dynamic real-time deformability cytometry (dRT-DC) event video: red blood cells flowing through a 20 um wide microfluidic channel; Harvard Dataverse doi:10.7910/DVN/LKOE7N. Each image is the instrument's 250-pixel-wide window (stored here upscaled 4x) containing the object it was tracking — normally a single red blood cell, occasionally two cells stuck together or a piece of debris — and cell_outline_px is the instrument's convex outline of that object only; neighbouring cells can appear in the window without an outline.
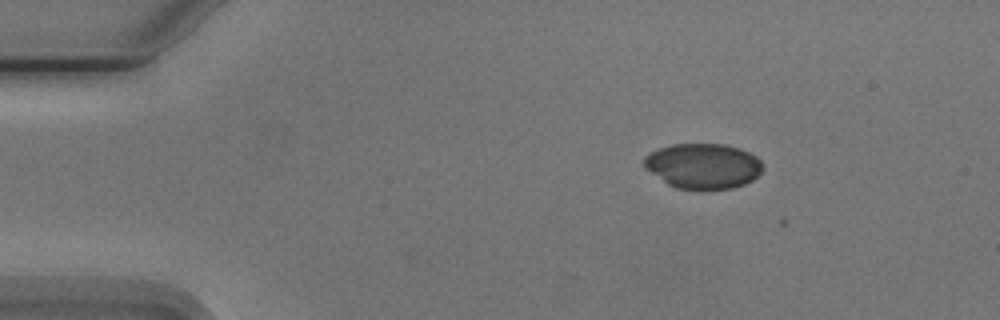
{"species": "Egyptian fruit bat (a non-hibernating species)", "species_latin": "Rousettus aegyptiacus", "temperature_condition": "cold", "stored_images_in_passage": 2, "camera_frame_rate_fps": 3000, "um_per_image_px": 0.085, "animal": {"sex": "male"}, "frame": {"image": 1, "passage_image": 2, "time_ms": 1.0, "image_size_px": [1000, 320], "cell_outline_px": [[764, 168], [752, 180], [744, 184], [732, 188], [676, 188], [668, 184], [644, 168], [644, 156], [660, 148], [672, 144], [724, 144], [740, 148], [756, 156], [760, 160]], "centroid_in_image_um": [59.77, 14.09], "position_along_channel_um": 25.2, "area_um2": 30.98}}